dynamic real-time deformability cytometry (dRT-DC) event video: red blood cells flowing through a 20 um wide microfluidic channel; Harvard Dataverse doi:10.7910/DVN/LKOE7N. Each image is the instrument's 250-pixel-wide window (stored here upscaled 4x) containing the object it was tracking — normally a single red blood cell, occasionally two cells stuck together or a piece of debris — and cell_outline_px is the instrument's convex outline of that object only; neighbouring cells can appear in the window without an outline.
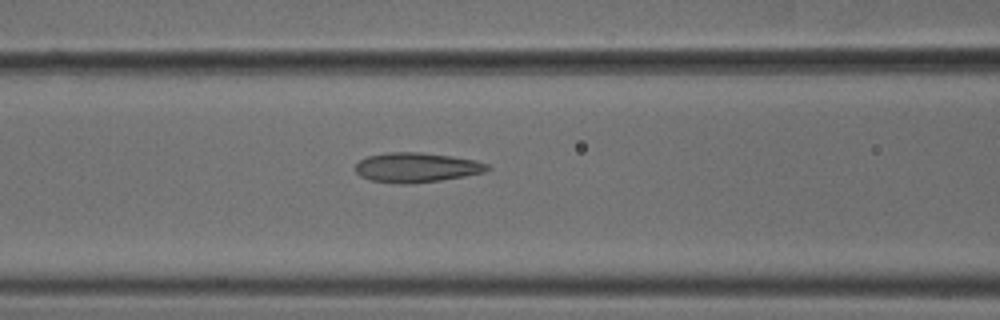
{"species": "common noctule bat (a hibernating species)", "species_latin": "Nyctalus noctula", "temperature_condition": "cold", "stored_images_in_passage": 22, "camera_frame_rate_fps": 3000, "um_per_image_px": 0.085, "animal": {"sex": "male", "body_mass_g": 18.8}, "frame": {"image": 1, "passage_image": 22, "time_ms": 7.0, "image_size_px": [1000, 320], "cell_outline_px": [[488, 168], [484, 172], [464, 176], [440, 180], [408, 184], [396, 184], [368, 180], [360, 176], [352, 168], [360, 160], [368, 156], [388, 152], [420, 152], [452, 156], [476, 160], [488, 164]], "centroid_in_image_um": [35.34, 14.24], "position_along_channel_um": 131.3, "area_um2": 22.95}}